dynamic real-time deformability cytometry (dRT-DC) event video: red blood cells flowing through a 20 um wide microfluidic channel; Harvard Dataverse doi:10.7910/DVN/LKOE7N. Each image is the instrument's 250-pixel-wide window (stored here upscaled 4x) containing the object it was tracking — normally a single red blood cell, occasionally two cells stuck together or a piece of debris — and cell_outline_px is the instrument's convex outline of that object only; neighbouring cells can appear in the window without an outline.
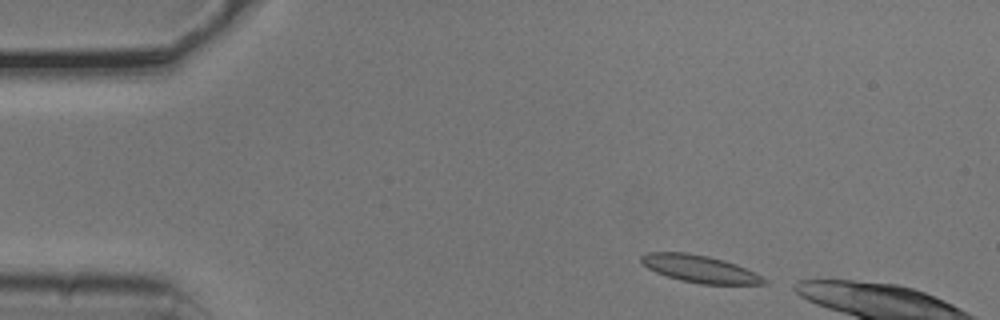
{"species": "common noctule bat (a hibernating species)", "species_latin": "Nyctalus noctula", "temperature_condition": "cold", "stored_images_in_passage": 3, "camera_frame_rate_fps": 3000, "um_per_image_px": 0.085, "animal": {"sex": "male", "body_mass_g": 20.5, "forearm_length_mm": 52.5}, "frame": {"image": 1, "passage_image": 1, "time_ms": 0.0, "image_size_px": [1000, 320], "cell_outline_px": [[768, 284], [700, 284], [680, 280], [656, 272], [648, 268], [640, 260], [640, 256], [648, 252], [688, 252], [708, 256], [724, 260], [736, 264], [756, 272], [768, 280]], "centroid_in_image_um": [59.52, 22.85], "position_along_channel_um": 25.5, "area_um2": 19.59}}